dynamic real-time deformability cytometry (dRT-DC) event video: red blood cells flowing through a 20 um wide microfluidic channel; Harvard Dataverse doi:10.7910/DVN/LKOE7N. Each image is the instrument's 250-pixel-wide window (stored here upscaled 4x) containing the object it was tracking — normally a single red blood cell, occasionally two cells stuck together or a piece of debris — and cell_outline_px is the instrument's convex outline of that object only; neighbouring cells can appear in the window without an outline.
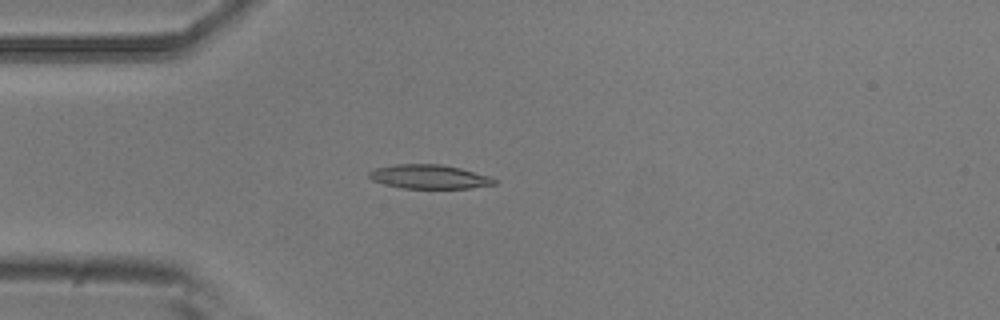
{"species": "common noctule bat (a hibernating species)", "species_latin": "Nyctalus noctula", "temperature_condition": "room temperature", "stored_images_in_passage": 4, "camera_frame_rate_fps": 3000, "um_per_image_px": 0.085, "animal": {"sex": "male", "body_mass_g": 20.5, "forearm_length_mm": 52.5}, "frame": {"image": 1, "passage_image": 4, "time_ms": 1.0, "image_size_px": [1000, 320], "cell_outline_px": [[496, 184], [468, 188], [404, 188], [384, 184], [372, 180], [368, 176], [368, 172], [376, 168], [396, 164], [440, 164], [460, 168], [492, 176], [496, 180]], "centroid_in_image_um": [36.5, 15.02], "position_along_channel_um": 48.5, "area_um2": 17.51}}